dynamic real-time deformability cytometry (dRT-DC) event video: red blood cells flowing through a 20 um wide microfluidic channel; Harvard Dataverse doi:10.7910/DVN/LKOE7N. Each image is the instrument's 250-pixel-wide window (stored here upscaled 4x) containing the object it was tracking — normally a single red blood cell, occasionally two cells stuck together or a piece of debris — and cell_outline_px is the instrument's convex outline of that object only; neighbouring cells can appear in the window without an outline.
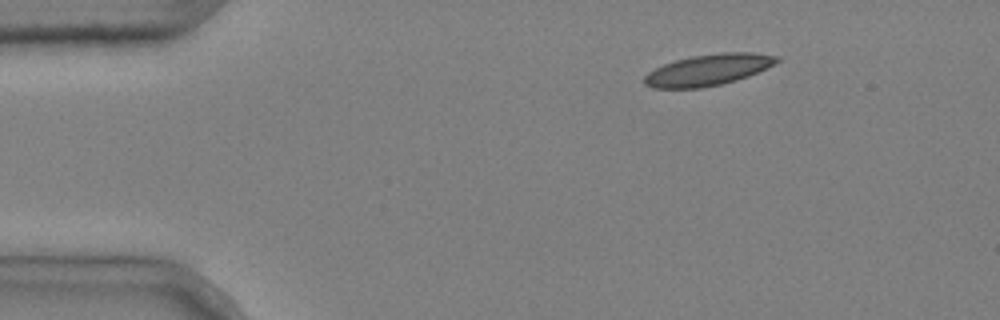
{"species": "common noctule bat (a hibernating species)", "species_latin": "Nyctalus noctula", "temperature_condition": "cold", "stored_images_in_passage": 3, "camera_frame_rate_fps": 3000, "um_per_image_px": 0.085, "animal": {"sex": "male", "body_mass_g": 20.4}, "frame": {"image": 1, "passage_image": 1, "time_ms": 0.0, "image_size_px": [1000, 320], "cell_outline_px": [[780, 60], [768, 68], [748, 76], [736, 80], [720, 84], [700, 88], [652, 88], [644, 84], [644, 76], [648, 72], [664, 64], [676, 60], [692, 56], [720, 52], [752, 52], [780, 56]], "centroid_in_image_um": [60.22, 5.93], "position_along_channel_um": 24.8, "area_um2": 24.16}}